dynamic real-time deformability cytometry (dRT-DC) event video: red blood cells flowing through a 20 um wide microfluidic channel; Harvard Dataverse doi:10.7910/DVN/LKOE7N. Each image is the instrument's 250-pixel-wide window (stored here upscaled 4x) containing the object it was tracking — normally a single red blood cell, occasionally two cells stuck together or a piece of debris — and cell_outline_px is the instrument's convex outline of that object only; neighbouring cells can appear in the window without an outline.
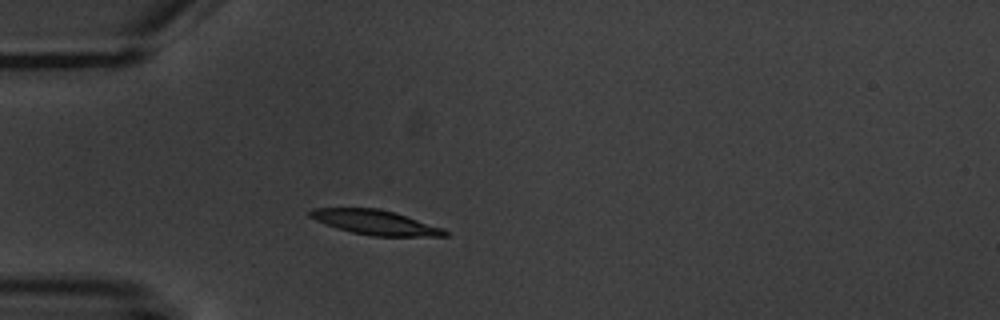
{"species": "common noctule bat (a hibernating species)", "species_latin": "Nyctalus noctula", "temperature_condition": "warm", "stored_images_in_passage": 11, "camera_frame_rate_fps": 3000, "um_per_image_px": 0.085, "animal": {"sex": "male", "body_mass_g": 20.1, "forearm_length_mm": 53.5}, "frame": {"image": 1, "passage_image": 2, "time_ms": 2.333, "image_size_px": [1000, 320], "cell_outline_px": [[448, 236], [372, 236], [352, 232], [316, 220], [308, 216], [308, 212], [312, 208], [380, 208], [396, 212], [444, 228], [448, 232]], "centroid_in_image_um": [31.95, 18.89], "position_along_channel_um": 53.1, "area_um2": 19.31}}
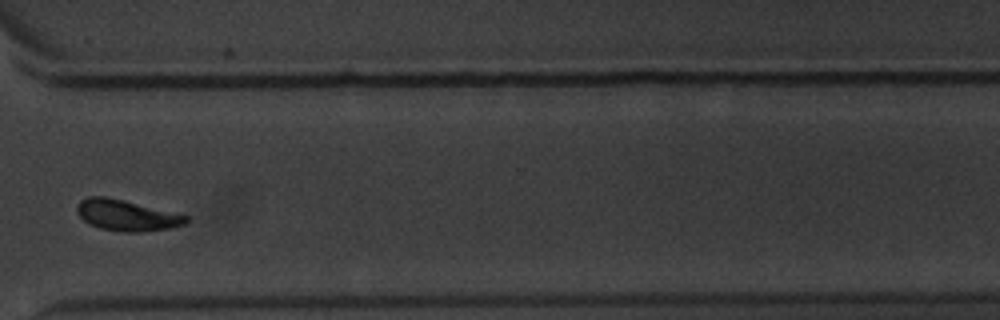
{"frame": {"image": 2, "passage_image": 10, "time_ms": 11.333, "image_size_px": [1000, 320], "cell_outline_px": [[188, 224], [172, 228], [144, 232], [124, 232], [100, 228], [88, 224], [76, 212], [76, 204], [80, 200], [88, 196], [104, 196], [184, 212], [188, 216]], "centroid_in_image_um": [10.86, 18.29], "position_along_channel_um": 359.7, "area_um2": 20.52}}
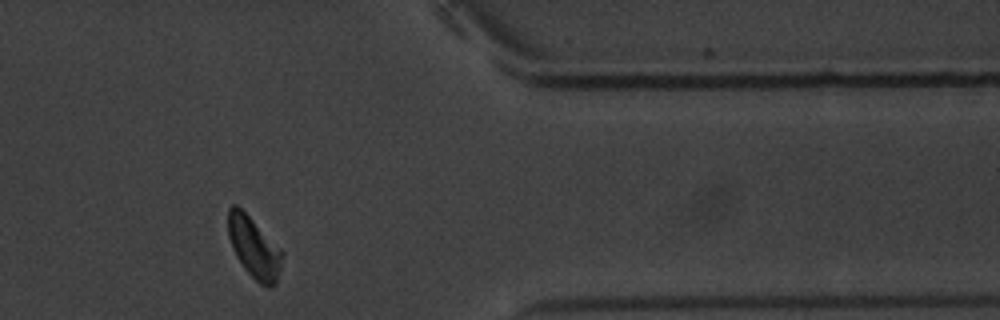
{"frame": {"image": 3, "passage_image": 11, "time_ms": 12.667, "image_size_px": [1000, 320], "cell_outline_px": [[284, 256], [276, 284], [260, 284], [244, 268], [236, 256], [232, 248], [228, 236], [228, 208], [232, 204], [236, 204], [284, 252]], "centroid_in_image_um": [21.58, 21.03], "position_along_channel_um": 389.8, "area_um2": 18.84}, "authors_computed_cell_mechanics": {"area_um2": 20.2878, "velocity_mm_per_s": 3.5363, "shape_relaxation_time_tau1_ms": 2.3268, "shape_relaxation_time_tau2_ms": 4.1964, "deformation_change_tau1": 0.1318, "deformation_change_tau2": 0.0901}}